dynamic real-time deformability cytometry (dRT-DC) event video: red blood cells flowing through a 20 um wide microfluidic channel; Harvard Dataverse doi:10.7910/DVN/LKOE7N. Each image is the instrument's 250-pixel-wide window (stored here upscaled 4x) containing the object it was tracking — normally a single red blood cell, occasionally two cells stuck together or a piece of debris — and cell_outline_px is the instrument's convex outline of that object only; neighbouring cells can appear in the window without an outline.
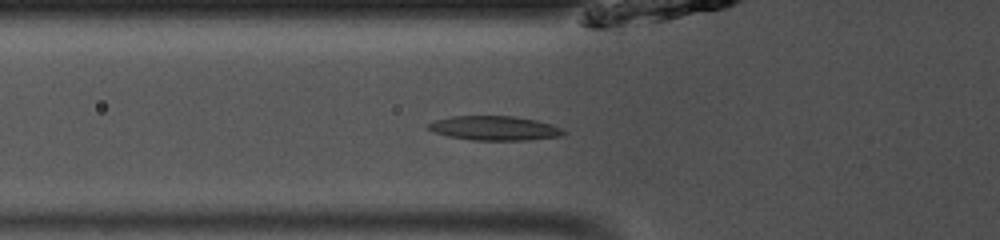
{"species": "common noctule bat (a hibernating species)", "species_latin": "Nyctalus noctula", "temperature_condition": "room temperature", "stored_images_in_passage": 34, "camera_frame_rate_fps": 3000, "um_per_image_px": 0.085, "animal": {"sex": "male", "body_mass_g": 13.0, "forearm_length_mm": 53.1}, "frame": {"image": 1, "passage_image": 2, "time_ms": 0.333, "image_size_px": [1000, 240], "cell_outline_px": [[568, 132], [564, 136], [528, 140], [472, 140], [448, 136], [432, 132], [428, 128], [428, 124], [436, 120], [452, 116], [516, 116], [536, 120], [552, 124]], "centroid_in_image_um": [42.08, 10.9], "position_along_channel_um": 83.7, "area_um2": 19.31}}
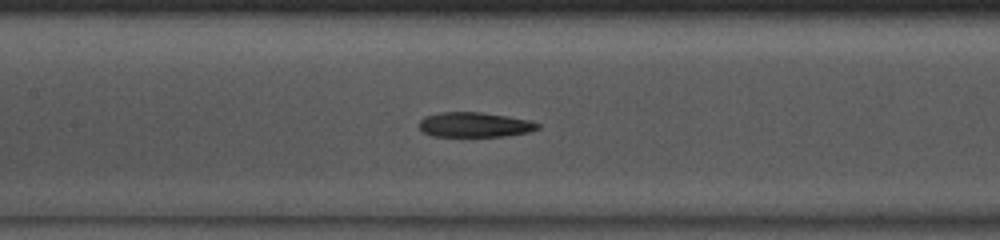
{"frame": {"image": 2, "passage_image": 8, "time_ms": 2.333, "image_size_px": [1000, 240], "cell_outline_px": [[540, 128], [528, 132], [504, 136], [432, 136], [424, 132], [420, 128], [420, 120], [424, 116], [440, 112], [480, 112], [532, 120], [540, 124]], "centroid_in_image_um": [40.36, 10.59], "position_along_channel_um": 167.0, "area_um2": 17.17}}
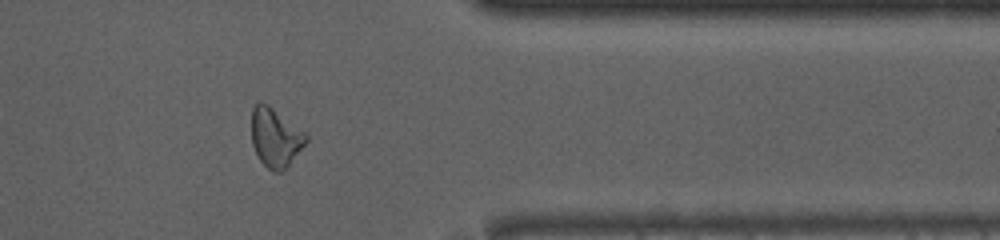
{"frame": {"image": 3, "passage_image": 25, "time_ms": 8.0, "image_size_px": [1000, 240], "cell_outline_px": [[308, 140], [284, 172], [272, 172], [260, 160], [252, 144], [252, 108], [256, 104], [268, 104], [304, 132], [308, 136]], "centroid_in_image_um": [23.42, 11.73], "position_along_channel_um": 388.0, "area_um2": 18.5}, "authors_computed_cell_mechanics": {"area_um2": 18.0625, "velocity_mm_per_s": 4.0948, "shape_relaxation_time_tau1_ms": null, "shape_relaxation_time_tau2_ms": 6.739, "deformation_change_tau1": null, "deformation_change_tau2": 0.179}}